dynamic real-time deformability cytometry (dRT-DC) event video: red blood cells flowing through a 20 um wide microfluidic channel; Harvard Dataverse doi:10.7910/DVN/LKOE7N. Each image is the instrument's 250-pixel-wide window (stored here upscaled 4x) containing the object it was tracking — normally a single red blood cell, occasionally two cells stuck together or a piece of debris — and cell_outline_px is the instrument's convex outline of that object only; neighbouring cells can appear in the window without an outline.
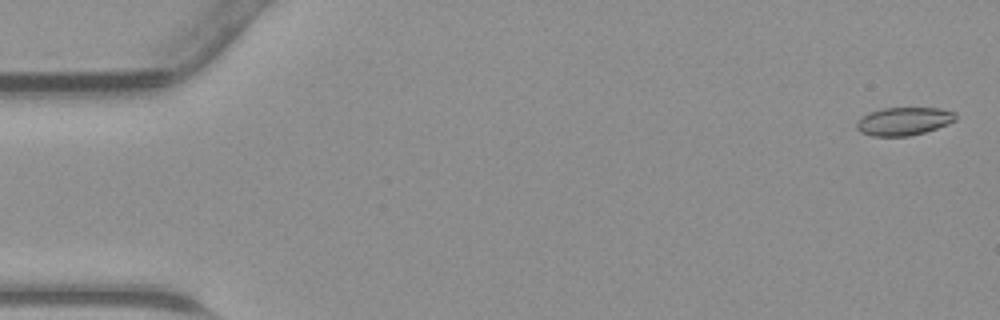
{"species": "common noctule bat (a hibernating species)", "species_latin": "Nyctalus noctula", "temperature_condition": "warm", "stored_images_in_passage": 11, "camera_frame_rate_fps": 3000, "um_per_image_px": 0.085, "animal": {"sex": "male", "body_mass_g": 23.1, "forearm_length_mm": 52.7}, "frame": {"image": 1, "passage_image": 2, "time_ms": 0.333, "image_size_px": [1000, 320], "cell_outline_px": [[956, 120], [948, 124], [924, 132], [908, 136], [872, 136], [860, 132], [856, 128], [856, 124], [868, 112], [884, 108], [940, 108], [956, 112]], "centroid_in_image_um": [76.84, 10.3], "position_along_channel_um": 8.2, "area_um2": 16.13}}